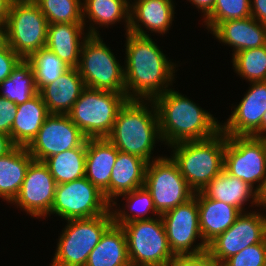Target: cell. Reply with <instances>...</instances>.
<instances>
[{
    "label": "cell",
    "mask_w": 266,
    "mask_h": 266,
    "mask_svg": "<svg viewBox=\"0 0 266 266\" xmlns=\"http://www.w3.org/2000/svg\"><path fill=\"white\" fill-rule=\"evenodd\" d=\"M126 40L127 58L124 68L126 98L128 100L144 98L150 102L168 90L166 88L174 79L175 67L152 41L149 34L142 36L127 32Z\"/></svg>",
    "instance_id": "obj_1"
},
{
    "label": "cell",
    "mask_w": 266,
    "mask_h": 266,
    "mask_svg": "<svg viewBox=\"0 0 266 266\" xmlns=\"http://www.w3.org/2000/svg\"><path fill=\"white\" fill-rule=\"evenodd\" d=\"M157 108L162 141L174 145L185 141H199L214 137L221 124L193 101L172 89L157 96Z\"/></svg>",
    "instance_id": "obj_2"
},
{
    "label": "cell",
    "mask_w": 266,
    "mask_h": 266,
    "mask_svg": "<svg viewBox=\"0 0 266 266\" xmlns=\"http://www.w3.org/2000/svg\"><path fill=\"white\" fill-rule=\"evenodd\" d=\"M143 101L127 100L119 109L106 138L117 150L136 155L149 163L155 141L162 138L154 101L151 100L153 112L147 109Z\"/></svg>",
    "instance_id": "obj_3"
},
{
    "label": "cell",
    "mask_w": 266,
    "mask_h": 266,
    "mask_svg": "<svg viewBox=\"0 0 266 266\" xmlns=\"http://www.w3.org/2000/svg\"><path fill=\"white\" fill-rule=\"evenodd\" d=\"M174 147L172 160L188 185L195 191H202L224 168L226 134L220 131L214 137L185 141Z\"/></svg>",
    "instance_id": "obj_4"
},
{
    "label": "cell",
    "mask_w": 266,
    "mask_h": 266,
    "mask_svg": "<svg viewBox=\"0 0 266 266\" xmlns=\"http://www.w3.org/2000/svg\"><path fill=\"white\" fill-rule=\"evenodd\" d=\"M99 36L98 31L91 26L83 38L77 69L85 87L126 94L124 69Z\"/></svg>",
    "instance_id": "obj_5"
},
{
    "label": "cell",
    "mask_w": 266,
    "mask_h": 266,
    "mask_svg": "<svg viewBox=\"0 0 266 266\" xmlns=\"http://www.w3.org/2000/svg\"><path fill=\"white\" fill-rule=\"evenodd\" d=\"M127 100L126 94L86 87L67 115L87 138H106Z\"/></svg>",
    "instance_id": "obj_6"
},
{
    "label": "cell",
    "mask_w": 266,
    "mask_h": 266,
    "mask_svg": "<svg viewBox=\"0 0 266 266\" xmlns=\"http://www.w3.org/2000/svg\"><path fill=\"white\" fill-rule=\"evenodd\" d=\"M67 223L58 241L51 266H85L90 252L113 223V214L109 210L103 215L72 219Z\"/></svg>",
    "instance_id": "obj_7"
},
{
    "label": "cell",
    "mask_w": 266,
    "mask_h": 266,
    "mask_svg": "<svg viewBox=\"0 0 266 266\" xmlns=\"http://www.w3.org/2000/svg\"><path fill=\"white\" fill-rule=\"evenodd\" d=\"M6 25L7 44L22 59L45 47L48 21L33 0H14Z\"/></svg>",
    "instance_id": "obj_8"
},
{
    "label": "cell",
    "mask_w": 266,
    "mask_h": 266,
    "mask_svg": "<svg viewBox=\"0 0 266 266\" xmlns=\"http://www.w3.org/2000/svg\"><path fill=\"white\" fill-rule=\"evenodd\" d=\"M159 218L121 225L131 266H164L175 256L170 250L161 215Z\"/></svg>",
    "instance_id": "obj_9"
},
{
    "label": "cell",
    "mask_w": 266,
    "mask_h": 266,
    "mask_svg": "<svg viewBox=\"0 0 266 266\" xmlns=\"http://www.w3.org/2000/svg\"><path fill=\"white\" fill-rule=\"evenodd\" d=\"M144 187L150 192L156 211L165 212L184 204L194 197L172 158L159 157L147 164Z\"/></svg>",
    "instance_id": "obj_10"
},
{
    "label": "cell",
    "mask_w": 266,
    "mask_h": 266,
    "mask_svg": "<svg viewBox=\"0 0 266 266\" xmlns=\"http://www.w3.org/2000/svg\"><path fill=\"white\" fill-rule=\"evenodd\" d=\"M223 170L251 187L258 182V191L266 177V138L226 135Z\"/></svg>",
    "instance_id": "obj_11"
},
{
    "label": "cell",
    "mask_w": 266,
    "mask_h": 266,
    "mask_svg": "<svg viewBox=\"0 0 266 266\" xmlns=\"http://www.w3.org/2000/svg\"><path fill=\"white\" fill-rule=\"evenodd\" d=\"M85 176L57 184L51 212L65 220L87 219L106 214L112 205Z\"/></svg>",
    "instance_id": "obj_12"
},
{
    "label": "cell",
    "mask_w": 266,
    "mask_h": 266,
    "mask_svg": "<svg viewBox=\"0 0 266 266\" xmlns=\"http://www.w3.org/2000/svg\"><path fill=\"white\" fill-rule=\"evenodd\" d=\"M87 139L67 114H49L26 148L34 160L43 162L66 150L86 146Z\"/></svg>",
    "instance_id": "obj_13"
},
{
    "label": "cell",
    "mask_w": 266,
    "mask_h": 266,
    "mask_svg": "<svg viewBox=\"0 0 266 266\" xmlns=\"http://www.w3.org/2000/svg\"><path fill=\"white\" fill-rule=\"evenodd\" d=\"M161 219L170 250L174 255H198L207 252L208 245L205 242H201L191 249L197 237L202 239L198 202L195 196L184 204L162 214Z\"/></svg>",
    "instance_id": "obj_14"
},
{
    "label": "cell",
    "mask_w": 266,
    "mask_h": 266,
    "mask_svg": "<svg viewBox=\"0 0 266 266\" xmlns=\"http://www.w3.org/2000/svg\"><path fill=\"white\" fill-rule=\"evenodd\" d=\"M266 239V216L259 213L241 214L232 226L212 240L207 247L210 258L220 266L244 248Z\"/></svg>",
    "instance_id": "obj_15"
},
{
    "label": "cell",
    "mask_w": 266,
    "mask_h": 266,
    "mask_svg": "<svg viewBox=\"0 0 266 266\" xmlns=\"http://www.w3.org/2000/svg\"><path fill=\"white\" fill-rule=\"evenodd\" d=\"M56 185L48 167L41 161L33 160L12 203L15 202L33 217H44L51 212Z\"/></svg>",
    "instance_id": "obj_16"
},
{
    "label": "cell",
    "mask_w": 266,
    "mask_h": 266,
    "mask_svg": "<svg viewBox=\"0 0 266 266\" xmlns=\"http://www.w3.org/2000/svg\"><path fill=\"white\" fill-rule=\"evenodd\" d=\"M252 86L221 131L227 136L261 138V120L266 112V81L251 82Z\"/></svg>",
    "instance_id": "obj_17"
},
{
    "label": "cell",
    "mask_w": 266,
    "mask_h": 266,
    "mask_svg": "<svg viewBox=\"0 0 266 266\" xmlns=\"http://www.w3.org/2000/svg\"><path fill=\"white\" fill-rule=\"evenodd\" d=\"M118 150L107 138H88L86 142L85 177L110 202V177Z\"/></svg>",
    "instance_id": "obj_18"
},
{
    "label": "cell",
    "mask_w": 266,
    "mask_h": 266,
    "mask_svg": "<svg viewBox=\"0 0 266 266\" xmlns=\"http://www.w3.org/2000/svg\"><path fill=\"white\" fill-rule=\"evenodd\" d=\"M198 202L202 242L207 245L234 224L242 212L224 202L208 198L202 191L194 194Z\"/></svg>",
    "instance_id": "obj_19"
},
{
    "label": "cell",
    "mask_w": 266,
    "mask_h": 266,
    "mask_svg": "<svg viewBox=\"0 0 266 266\" xmlns=\"http://www.w3.org/2000/svg\"><path fill=\"white\" fill-rule=\"evenodd\" d=\"M211 32L225 44L234 47V54L266 45V25L253 17L218 23Z\"/></svg>",
    "instance_id": "obj_20"
},
{
    "label": "cell",
    "mask_w": 266,
    "mask_h": 266,
    "mask_svg": "<svg viewBox=\"0 0 266 266\" xmlns=\"http://www.w3.org/2000/svg\"><path fill=\"white\" fill-rule=\"evenodd\" d=\"M77 68H69L57 80L43 86L38 93L49 114H68L85 89Z\"/></svg>",
    "instance_id": "obj_21"
},
{
    "label": "cell",
    "mask_w": 266,
    "mask_h": 266,
    "mask_svg": "<svg viewBox=\"0 0 266 266\" xmlns=\"http://www.w3.org/2000/svg\"><path fill=\"white\" fill-rule=\"evenodd\" d=\"M174 6L172 0H137L130 5V26L128 32L147 36L141 28V22L152 32L166 33L173 21ZM137 20V21H136Z\"/></svg>",
    "instance_id": "obj_22"
},
{
    "label": "cell",
    "mask_w": 266,
    "mask_h": 266,
    "mask_svg": "<svg viewBox=\"0 0 266 266\" xmlns=\"http://www.w3.org/2000/svg\"><path fill=\"white\" fill-rule=\"evenodd\" d=\"M148 162L142 158L118 150L116 162L110 177V204L124 193L144 186Z\"/></svg>",
    "instance_id": "obj_23"
},
{
    "label": "cell",
    "mask_w": 266,
    "mask_h": 266,
    "mask_svg": "<svg viewBox=\"0 0 266 266\" xmlns=\"http://www.w3.org/2000/svg\"><path fill=\"white\" fill-rule=\"evenodd\" d=\"M83 28L84 24H48L45 47L51 50L70 68H77L83 43L79 36L83 34Z\"/></svg>",
    "instance_id": "obj_24"
},
{
    "label": "cell",
    "mask_w": 266,
    "mask_h": 266,
    "mask_svg": "<svg viewBox=\"0 0 266 266\" xmlns=\"http://www.w3.org/2000/svg\"><path fill=\"white\" fill-rule=\"evenodd\" d=\"M49 115L46 104L38 93L29 101L17 105L10 137L16 146L27 147L36 137Z\"/></svg>",
    "instance_id": "obj_25"
},
{
    "label": "cell",
    "mask_w": 266,
    "mask_h": 266,
    "mask_svg": "<svg viewBox=\"0 0 266 266\" xmlns=\"http://www.w3.org/2000/svg\"><path fill=\"white\" fill-rule=\"evenodd\" d=\"M85 266H131L122 226L113 222L105 230Z\"/></svg>",
    "instance_id": "obj_26"
},
{
    "label": "cell",
    "mask_w": 266,
    "mask_h": 266,
    "mask_svg": "<svg viewBox=\"0 0 266 266\" xmlns=\"http://www.w3.org/2000/svg\"><path fill=\"white\" fill-rule=\"evenodd\" d=\"M26 147L16 146L0 157V196L11 201L17 197L28 166L33 161Z\"/></svg>",
    "instance_id": "obj_27"
},
{
    "label": "cell",
    "mask_w": 266,
    "mask_h": 266,
    "mask_svg": "<svg viewBox=\"0 0 266 266\" xmlns=\"http://www.w3.org/2000/svg\"><path fill=\"white\" fill-rule=\"evenodd\" d=\"M202 192L210 199L230 204L243 211V204L252 197V203L257 205V191L243 180L222 171L211 180Z\"/></svg>",
    "instance_id": "obj_28"
},
{
    "label": "cell",
    "mask_w": 266,
    "mask_h": 266,
    "mask_svg": "<svg viewBox=\"0 0 266 266\" xmlns=\"http://www.w3.org/2000/svg\"><path fill=\"white\" fill-rule=\"evenodd\" d=\"M86 146H79L46 158L56 184L68 183L85 176Z\"/></svg>",
    "instance_id": "obj_29"
},
{
    "label": "cell",
    "mask_w": 266,
    "mask_h": 266,
    "mask_svg": "<svg viewBox=\"0 0 266 266\" xmlns=\"http://www.w3.org/2000/svg\"><path fill=\"white\" fill-rule=\"evenodd\" d=\"M1 87L4 92L1 93L0 97L10 100L15 105L29 101L38 94L34 71L29 61L22 59L10 76L0 83Z\"/></svg>",
    "instance_id": "obj_30"
},
{
    "label": "cell",
    "mask_w": 266,
    "mask_h": 266,
    "mask_svg": "<svg viewBox=\"0 0 266 266\" xmlns=\"http://www.w3.org/2000/svg\"><path fill=\"white\" fill-rule=\"evenodd\" d=\"M85 3V4H84ZM83 5V22L85 13L90 21L100 26L114 24L126 18V33L130 26V3L128 0H85ZM129 3V4H128Z\"/></svg>",
    "instance_id": "obj_31"
},
{
    "label": "cell",
    "mask_w": 266,
    "mask_h": 266,
    "mask_svg": "<svg viewBox=\"0 0 266 266\" xmlns=\"http://www.w3.org/2000/svg\"><path fill=\"white\" fill-rule=\"evenodd\" d=\"M27 60L32 65L38 91L70 68L46 47L34 52Z\"/></svg>",
    "instance_id": "obj_32"
},
{
    "label": "cell",
    "mask_w": 266,
    "mask_h": 266,
    "mask_svg": "<svg viewBox=\"0 0 266 266\" xmlns=\"http://www.w3.org/2000/svg\"><path fill=\"white\" fill-rule=\"evenodd\" d=\"M47 18L48 24H84L80 0H33Z\"/></svg>",
    "instance_id": "obj_33"
},
{
    "label": "cell",
    "mask_w": 266,
    "mask_h": 266,
    "mask_svg": "<svg viewBox=\"0 0 266 266\" xmlns=\"http://www.w3.org/2000/svg\"><path fill=\"white\" fill-rule=\"evenodd\" d=\"M233 67L250 82L266 81V45L237 52L233 55Z\"/></svg>",
    "instance_id": "obj_34"
},
{
    "label": "cell",
    "mask_w": 266,
    "mask_h": 266,
    "mask_svg": "<svg viewBox=\"0 0 266 266\" xmlns=\"http://www.w3.org/2000/svg\"><path fill=\"white\" fill-rule=\"evenodd\" d=\"M127 195V196H126ZM120 196H124L128 198L126 201L129 203L128 208L131 210V213L134 211L133 216L131 214H126L124 211H119L118 213L115 211L113 214V222L116 225H124L128 222H133L137 220H147L152 219L151 217H145V214L148 213L149 210L156 213V215L160 216V214L156 211L153 199L151 197L150 192L144 187L137 188L131 192L124 193ZM144 215V217H142Z\"/></svg>",
    "instance_id": "obj_35"
},
{
    "label": "cell",
    "mask_w": 266,
    "mask_h": 266,
    "mask_svg": "<svg viewBox=\"0 0 266 266\" xmlns=\"http://www.w3.org/2000/svg\"><path fill=\"white\" fill-rule=\"evenodd\" d=\"M247 17H251V0H216L205 22L212 30L218 23Z\"/></svg>",
    "instance_id": "obj_36"
},
{
    "label": "cell",
    "mask_w": 266,
    "mask_h": 266,
    "mask_svg": "<svg viewBox=\"0 0 266 266\" xmlns=\"http://www.w3.org/2000/svg\"><path fill=\"white\" fill-rule=\"evenodd\" d=\"M220 266H266V239L244 248Z\"/></svg>",
    "instance_id": "obj_37"
},
{
    "label": "cell",
    "mask_w": 266,
    "mask_h": 266,
    "mask_svg": "<svg viewBox=\"0 0 266 266\" xmlns=\"http://www.w3.org/2000/svg\"><path fill=\"white\" fill-rule=\"evenodd\" d=\"M164 266H218L207 252L198 255H175Z\"/></svg>",
    "instance_id": "obj_38"
},
{
    "label": "cell",
    "mask_w": 266,
    "mask_h": 266,
    "mask_svg": "<svg viewBox=\"0 0 266 266\" xmlns=\"http://www.w3.org/2000/svg\"><path fill=\"white\" fill-rule=\"evenodd\" d=\"M22 58L7 44L0 48V83L8 78Z\"/></svg>",
    "instance_id": "obj_39"
},
{
    "label": "cell",
    "mask_w": 266,
    "mask_h": 266,
    "mask_svg": "<svg viewBox=\"0 0 266 266\" xmlns=\"http://www.w3.org/2000/svg\"><path fill=\"white\" fill-rule=\"evenodd\" d=\"M16 113L17 105L4 97H0V132L10 136Z\"/></svg>",
    "instance_id": "obj_40"
},
{
    "label": "cell",
    "mask_w": 266,
    "mask_h": 266,
    "mask_svg": "<svg viewBox=\"0 0 266 266\" xmlns=\"http://www.w3.org/2000/svg\"><path fill=\"white\" fill-rule=\"evenodd\" d=\"M251 17L266 25V0H251Z\"/></svg>",
    "instance_id": "obj_41"
},
{
    "label": "cell",
    "mask_w": 266,
    "mask_h": 266,
    "mask_svg": "<svg viewBox=\"0 0 266 266\" xmlns=\"http://www.w3.org/2000/svg\"><path fill=\"white\" fill-rule=\"evenodd\" d=\"M16 145L13 143L11 137L3 132H0V157L12 151Z\"/></svg>",
    "instance_id": "obj_42"
},
{
    "label": "cell",
    "mask_w": 266,
    "mask_h": 266,
    "mask_svg": "<svg viewBox=\"0 0 266 266\" xmlns=\"http://www.w3.org/2000/svg\"><path fill=\"white\" fill-rule=\"evenodd\" d=\"M204 13L206 17L213 9L216 0H189Z\"/></svg>",
    "instance_id": "obj_43"
},
{
    "label": "cell",
    "mask_w": 266,
    "mask_h": 266,
    "mask_svg": "<svg viewBox=\"0 0 266 266\" xmlns=\"http://www.w3.org/2000/svg\"><path fill=\"white\" fill-rule=\"evenodd\" d=\"M14 0H0V22H7L8 14Z\"/></svg>",
    "instance_id": "obj_44"
},
{
    "label": "cell",
    "mask_w": 266,
    "mask_h": 266,
    "mask_svg": "<svg viewBox=\"0 0 266 266\" xmlns=\"http://www.w3.org/2000/svg\"><path fill=\"white\" fill-rule=\"evenodd\" d=\"M257 205H263L264 207L266 206V177L257 191Z\"/></svg>",
    "instance_id": "obj_45"
},
{
    "label": "cell",
    "mask_w": 266,
    "mask_h": 266,
    "mask_svg": "<svg viewBox=\"0 0 266 266\" xmlns=\"http://www.w3.org/2000/svg\"><path fill=\"white\" fill-rule=\"evenodd\" d=\"M7 45V25L4 22H0V48H4Z\"/></svg>",
    "instance_id": "obj_46"
},
{
    "label": "cell",
    "mask_w": 266,
    "mask_h": 266,
    "mask_svg": "<svg viewBox=\"0 0 266 266\" xmlns=\"http://www.w3.org/2000/svg\"><path fill=\"white\" fill-rule=\"evenodd\" d=\"M264 132H266V112L261 120V138H266V136H263L265 134Z\"/></svg>",
    "instance_id": "obj_47"
}]
</instances>
